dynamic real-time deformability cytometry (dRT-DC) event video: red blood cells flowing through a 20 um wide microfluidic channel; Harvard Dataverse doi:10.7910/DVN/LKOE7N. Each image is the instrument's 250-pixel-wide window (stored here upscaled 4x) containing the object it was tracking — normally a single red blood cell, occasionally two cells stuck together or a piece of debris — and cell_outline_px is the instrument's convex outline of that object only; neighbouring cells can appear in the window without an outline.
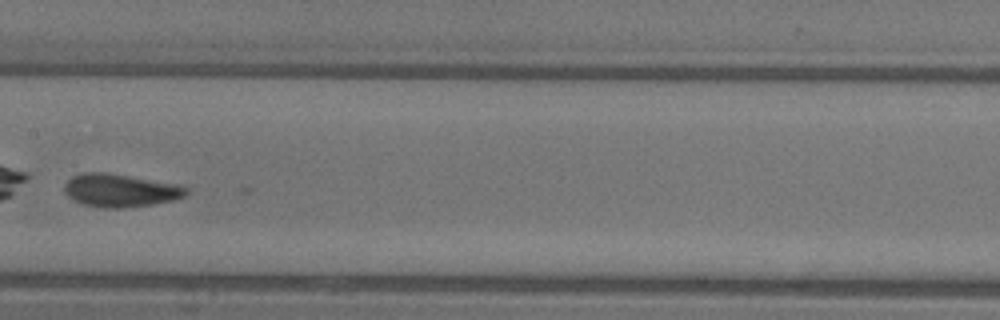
{"species": "common noctule bat (a hibernating species)", "species_latin": "Nyctalus noctula", "temperature_condition": "warm", "stored_images_in_passage": 8, "camera_frame_rate_fps": 3000, "um_per_image_px": 0.085, "animal": {"sex": "female"}, "frame": {"image": 1, "passage_image": 8, "time_ms": 2.333, "image_size_px": [1000, 320], "cell_outline_px": [[188, 192], [184, 196], [172, 200], [152, 204], [124, 208], [104, 208], [84, 204], [68, 196], [64, 192], [64, 184], [72, 176], [84, 172], [104, 172], [180, 184], [188, 188]], "centroid_in_image_um": [10.23, 16.18], "position_along_channel_um": 197.2, "area_um2": 23.35}}